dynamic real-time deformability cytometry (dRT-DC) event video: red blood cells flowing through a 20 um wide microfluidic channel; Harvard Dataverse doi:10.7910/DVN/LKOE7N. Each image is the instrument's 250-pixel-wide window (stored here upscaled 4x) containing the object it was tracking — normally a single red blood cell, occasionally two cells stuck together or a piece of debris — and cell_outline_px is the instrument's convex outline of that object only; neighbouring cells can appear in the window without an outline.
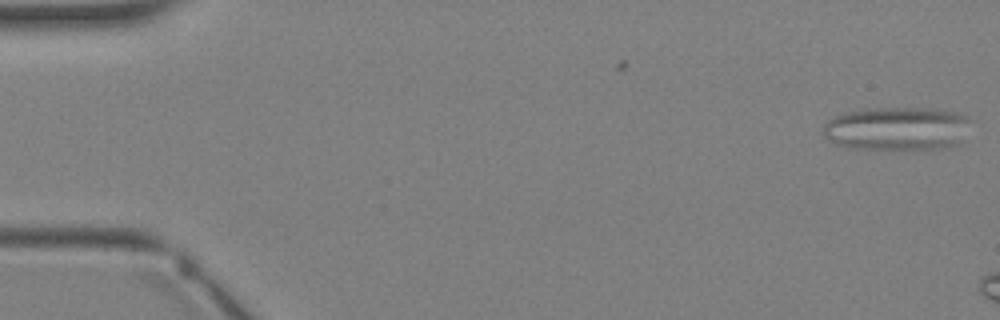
{"species": "Egyptian fruit bat (a non-hibernating species)", "species_latin": "Rousettus aegyptiacus", "temperature_condition": "warm", "stored_images_in_passage": 2, "camera_frame_rate_fps": 3000, "um_per_image_px": 0.085, "animal": {"sex": "female"}, "frame": {"image": 1, "passage_image": 2, "time_ms": 1.333, "image_size_px": [1000, 320], "cell_outline_px": [[968, 120], [956, 144], [948, 148], [848, 148], [836, 144], [828, 140], [824, 136], [824, 124], [828, 120], [844, 112], [864, 108], [932, 108], [960, 112], [968, 116]], "centroid_in_image_um": [76.17, 10.9], "position_along_channel_um": 8.8, "area_um2": 36.93}}